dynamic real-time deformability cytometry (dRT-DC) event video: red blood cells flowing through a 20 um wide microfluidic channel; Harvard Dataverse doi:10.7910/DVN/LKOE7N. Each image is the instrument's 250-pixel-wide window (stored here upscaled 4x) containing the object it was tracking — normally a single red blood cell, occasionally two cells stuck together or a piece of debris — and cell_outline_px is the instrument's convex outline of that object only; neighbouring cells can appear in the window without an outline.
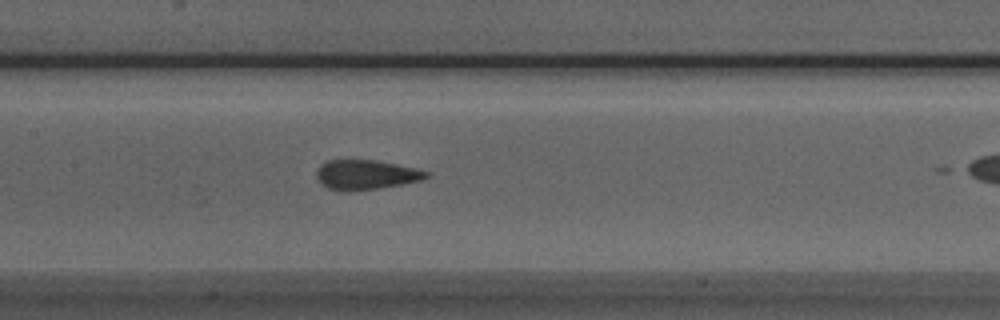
{"species": "Egyptian fruit bat (a non-hibernating species)", "species_latin": "Rousettus aegyptiacus", "temperature_condition": "room temperature", "stored_images_in_passage": 17, "camera_frame_rate_fps": 3000, "um_per_image_px": 0.085, "animal": {"sex": "male"}, "frame": {"image": 1, "passage_image": 14, "time_ms": 4.333, "image_size_px": [1000, 320], "cell_outline_px": [[428, 176], [424, 180], [380, 188], [348, 192], [344, 192], [328, 188], [320, 184], [316, 176], [316, 168], [320, 164], [328, 160], [376, 160], [416, 168], [428, 172]], "centroid_in_image_um": [31.06, 14.86], "position_along_channel_um": 176.3, "area_um2": 19.25}}